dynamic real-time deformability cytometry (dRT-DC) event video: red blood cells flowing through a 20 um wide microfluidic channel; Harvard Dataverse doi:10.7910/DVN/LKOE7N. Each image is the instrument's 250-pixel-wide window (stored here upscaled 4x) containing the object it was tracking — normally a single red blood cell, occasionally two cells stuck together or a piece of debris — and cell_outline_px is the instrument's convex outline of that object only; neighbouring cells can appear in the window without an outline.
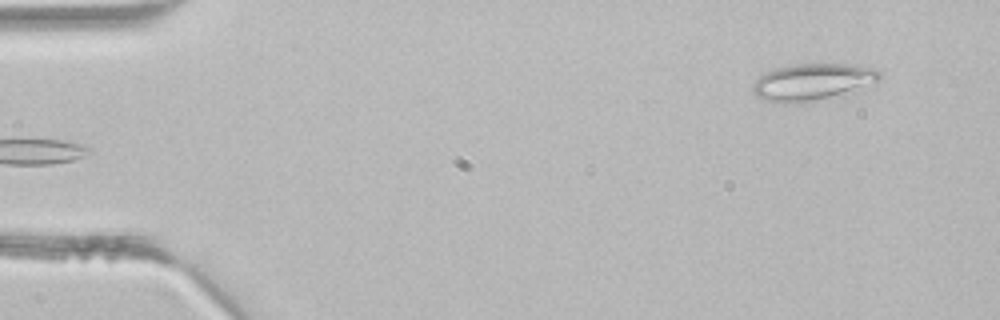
{"species": "common noctule bat (a hibernating species)", "species_latin": "Nyctalus noctula", "temperature_condition": "room temperature", "stored_images_in_passage": 2, "camera_frame_rate_fps": 3000, "um_per_image_px": 0.085, "animal": {"sex": "male", "body_mass_g": 21.5, "forearm_length_mm": 52.0}, "frame": {"image": 1, "passage_image": 2, "time_ms": 0.333, "image_size_px": [1000, 320], "cell_outline_px": [[880, 80], [876, 88], [844, 96], [800, 104], [784, 104], [768, 100], [756, 96], [752, 92], [752, 84], [764, 72], [776, 68], [796, 64], [856, 64], [872, 68], [880, 72]], "centroid_in_image_um": [69.21, 7.01], "position_along_channel_um": 15.8, "area_um2": 28.73}}